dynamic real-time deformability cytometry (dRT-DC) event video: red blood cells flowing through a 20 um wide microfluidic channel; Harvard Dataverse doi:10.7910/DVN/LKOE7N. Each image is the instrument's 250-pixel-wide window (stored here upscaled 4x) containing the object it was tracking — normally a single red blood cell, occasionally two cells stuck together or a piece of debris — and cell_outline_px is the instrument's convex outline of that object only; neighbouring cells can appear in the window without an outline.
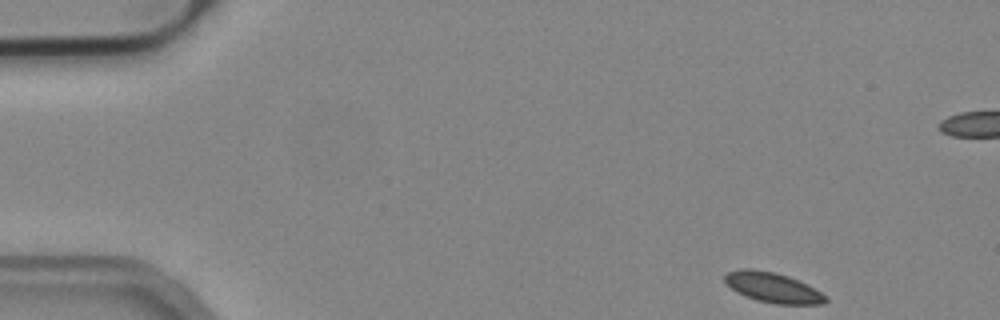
{"species": "common noctule bat (a hibernating species)", "species_latin": "Nyctalus noctula", "temperature_condition": "cold", "stored_images_in_passage": 51, "camera_frame_rate_fps": 3000, "um_per_image_px": 0.085, "animal": {"sex": "male", "body_mass_g": 19.2, "forearm_length_mm": 51.8}, "frame": {"image": 1, "passage_image": 1, "time_ms": 0.0, "image_size_px": [1000, 320], "cell_outline_px": [[828, 300], [824, 304], [776, 304], [756, 300], [744, 296], [736, 292], [724, 280], [724, 276], [728, 272], [740, 268], [752, 268], [776, 272], [788, 276], [828, 296]], "centroid_in_image_um": [65.66, 24.44], "position_along_channel_um": 19.3, "area_um2": 17.63}}
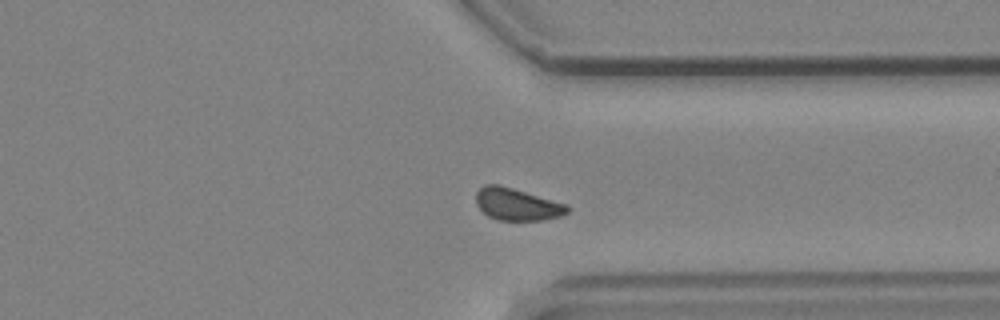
{"frame": {"image": 2, "passage_image": 37, "time_ms": 12.0, "image_size_px": [1000, 320], "cell_outline_px": [[572, 208], [568, 212], [560, 216], [540, 220], [500, 220], [488, 216], [476, 204], [476, 192], [484, 184], [500, 184], [568, 204]], "centroid_in_image_um": [43.97, 17.35], "position_along_channel_um": 367.4, "area_um2": 17.22}}
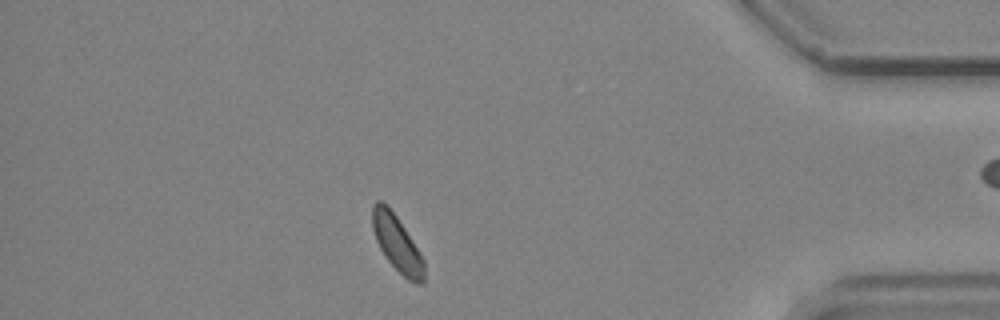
{"frame": {"image": 3, "passage_image": 43, "time_ms": 14.0, "image_size_px": [1000, 320], "cell_outline_px": [[424, 284], [416, 284], [408, 280], [384, 256], [376, 240], [372, 228], [372, 204], [376, 200], [380, 200], [396, 216], [412, 240], [424, 260]], "centroid_in_image_um": [33.74, 20.71], "position_along_channel_um": 401.5, "area_um2": 16.59}, "authors_computed_cell_mechanics": {"area_um2": 17.6868, "velocity_mm_per_s": 3.7455, "shape_relaxation_time_tau1_ms": null, "shape_relaxation_time_tau2_ms": 8.1906, "deformation_change_tau1": null, "deformation_change_tau2": 0.081}}